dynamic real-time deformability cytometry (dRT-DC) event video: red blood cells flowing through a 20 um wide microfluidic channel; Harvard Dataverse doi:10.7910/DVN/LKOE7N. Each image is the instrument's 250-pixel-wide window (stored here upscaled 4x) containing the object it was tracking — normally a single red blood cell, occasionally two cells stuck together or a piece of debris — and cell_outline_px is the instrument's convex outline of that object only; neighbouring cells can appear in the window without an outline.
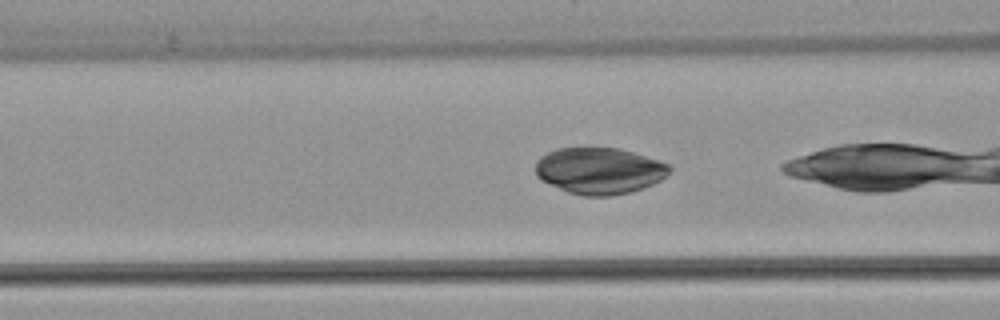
{"species": "common noctule bat (a hibernating species)", "species_latin": "Nyctalus noctula", "temperature_condition": "warm", "stored_images_in_passage": 37, "camera_frame_rate_fps": 3000, "um_per_image_px": 0.085, "animal": {"sex": "female", "body_mass_g": 22.7, "forearm_length_mm": 54.2}, "frame": {"image": 1, "passage_image": 17, "time_ms": 5.333, "image_size_px": [1000, 320], "cell_outline_px": [[672, 168], [660, 180], [644, 188], [632, 192], [612, 196], [584, 196], [568, 192], [540, 180], [536, 176], [536, 160], [540, 156], [556, 148], [620, 148], [660, 160], [668, 164]], "centroid_in_image_um": [50.93, 14.51], "position_along_channel_um": 115.7, "area_um2": 36.47}}
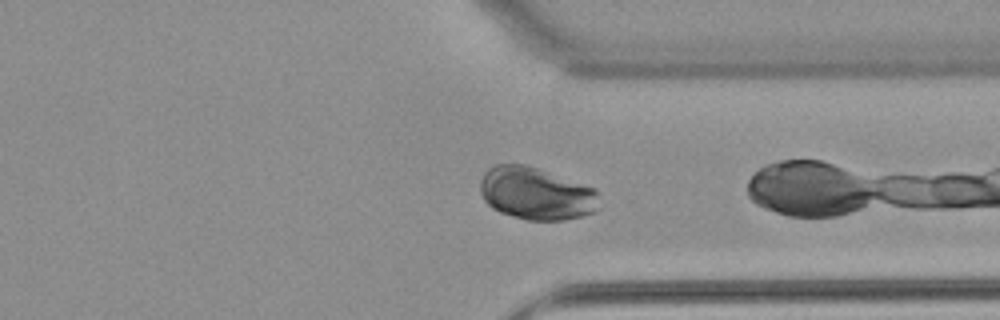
{"frame": {"image": 2, "passage_image": 36, "time_ms": 11.667, "image_size_px": [1000, 320], "cell_outline_px": [[600, 208], [596, 212], [564, 220], [524, 220], [500, 212], [492, 208], [484, 200], [480, 192], [480, 180], [484, 172], [488, 168], [496, 164], [524, 164], [596, 188]], "centroid_in_image_um": [45.57, 16.46], "position_along_channel_um": 365.8, "area_um2": 36.59}}